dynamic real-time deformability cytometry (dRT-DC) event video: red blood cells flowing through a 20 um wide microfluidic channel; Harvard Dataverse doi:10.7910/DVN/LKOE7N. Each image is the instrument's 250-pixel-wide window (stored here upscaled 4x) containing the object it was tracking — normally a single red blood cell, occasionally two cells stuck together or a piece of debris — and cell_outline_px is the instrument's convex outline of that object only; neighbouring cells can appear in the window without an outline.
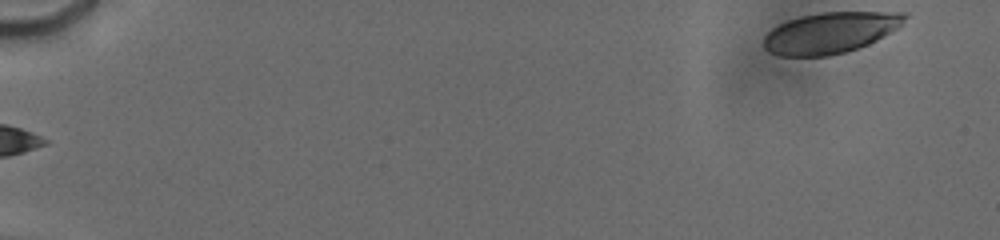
{"species": "human", "species_latin": "Homo sapiens", "temperature_condition": "cold", "stored_images_in_passage": 39, "camera_frame_rate_fps": 3000, "um_per_image_px": 0.085, "donor": {"sex": "male"}, "frame": {"image": 1, "passage_image": 1, "time_ms": 0.0, "image_size_px": [1000, 240], "cell_outline_px": [[908, 16], [896, 28], [876, 40], [868, 44], [844, 52], [828, 56], [780, 56], [768, 52], [764, 48], [764, 36], [772, 28], [788, 20], [800, 16], [824, 12], [904, 12]], "centroid_in_image_um": [70.53, 2.78], "position_along_channel_um": 14.5, "area_um2": 33.41}}
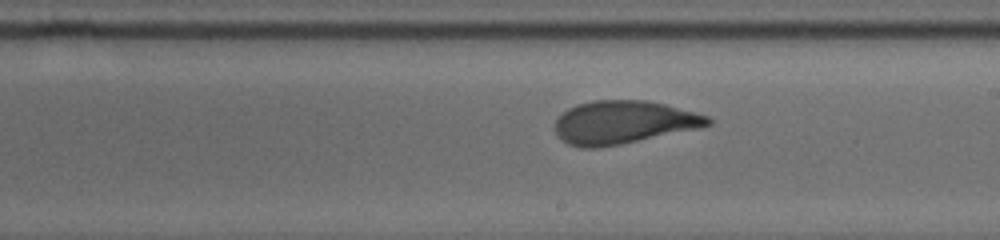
{"frame": {"image": 2, "passage_image": 23, "time_ms": 10.333, "image_size_px": [1000, 240], "cell_outline_px": [[712, 124], [696, 128], [620, 144], [600, 148], [580, 148], [568, 144], [556, 136], [556, 120], [568, 108], [576, 104], [592, 100], [648, 100], [696, 112], [708, 116], [712, 120]], "centroid_in_image_um": [52.95, 10.39], "position_along_channel_um": 236.0, "area_um2": 38.21}}
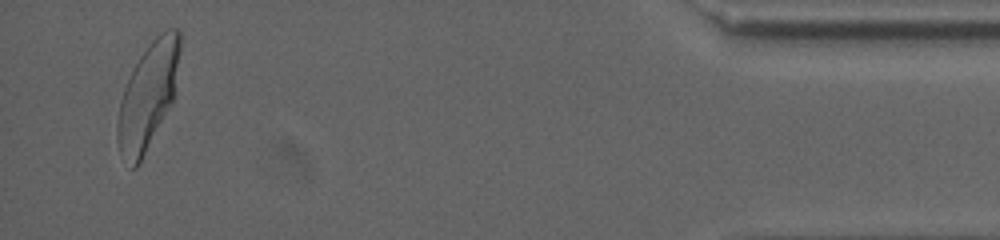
{"frame": {"image": 3, "passage_image": 37, "time_ms": 17.0, "image_size_px": [1000, 240], "cell_outline_px": [[180, 48], [172, 100], [136, 168], [132, 168], [120, 152], [116, 140], [116, 124], [120, 100], [124, 88], [140, 56], [152, 40], [156, 36], [168, 28], [176, 28], [180, 32]], "centroid_in_image_um": [12.54, 8.12], "position_along_channel_um": 422.7, "area_um2": 37.28}, "authors_computed_cell_mechanics": {"area_um2": 37.8012, "velocity_mm_per_s": 3.7774, "shape_relaxation_time_tau1_ms": 3.9072, "shape_relaxation_time_tau2_ms": 0.8089, "deformation_change_tau1": 0.1686, "deformation_change_tau2": 0.0617}}